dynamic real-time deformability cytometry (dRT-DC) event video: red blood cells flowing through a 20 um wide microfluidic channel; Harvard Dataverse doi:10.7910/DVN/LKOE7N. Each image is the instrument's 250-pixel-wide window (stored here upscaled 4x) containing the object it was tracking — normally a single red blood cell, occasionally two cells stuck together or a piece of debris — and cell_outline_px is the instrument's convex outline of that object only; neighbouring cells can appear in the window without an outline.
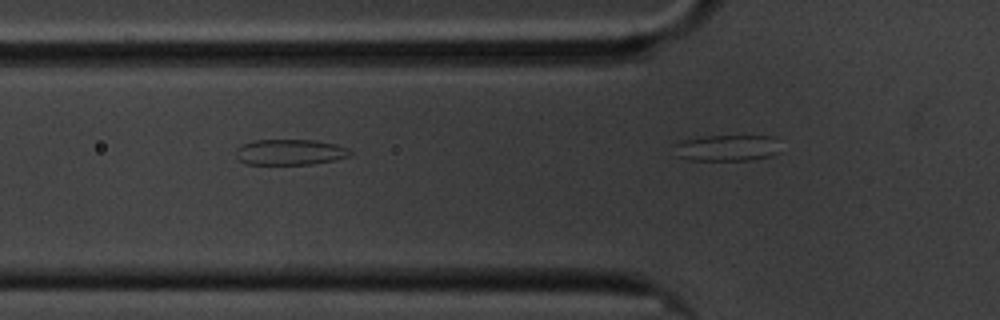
{"species": "common noctule bat (a hibernating species)", "species_latin": "Nyctalus noctula", "temperature_condition": "cold", "stored_images_in_passage": 21, "camera_frame_rate_fps": 3000, "um_per_image_px": 0.085, "animal": {"sex": "male", "body_mass_g": 20.1, "forearm_length_mm": 53.5}, "frame": {"image": 1, "passage_image": 18, "time_ms": 5.667, "image_size_px": [1000, 320], "cell_outline_px": [[352, 156], [336, 160], [312, 164], [244, 164], [236, 156], [236, 148], [240, 144], [252, 140], [316, 140], [336, 144], [348, 148], [352, 152]], "centroid_in_image_um": [24.66, 12.93], "position_along_channel_um": 101.1, "area_um2": 17.4}}